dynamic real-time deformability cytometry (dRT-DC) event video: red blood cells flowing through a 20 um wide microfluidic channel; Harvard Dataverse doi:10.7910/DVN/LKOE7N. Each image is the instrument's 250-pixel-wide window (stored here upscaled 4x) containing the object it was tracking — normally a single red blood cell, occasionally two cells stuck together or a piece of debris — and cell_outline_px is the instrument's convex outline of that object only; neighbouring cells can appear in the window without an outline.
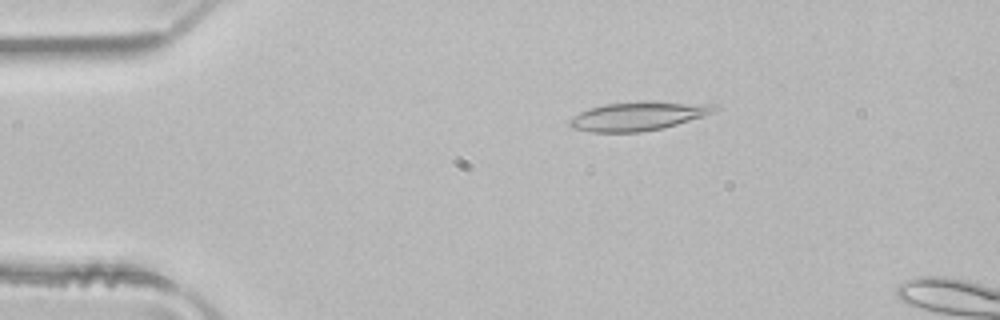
{"species": "common noctule bat (a hibernating species)", "species_latin": "Nyctalus noctula", "temperature_condition": "room temperature", "stored_images_in_passage": 42, "camera_frame_rate_fps": 3000, "um_per_image_px": 0.085, "animal": {"sex": "male", "body_mass_g": 21.5, "forearm_length_mm": 52.0}, "frame": {"image": 1, "passage_image": 2, "time_ms": 0.333, "image_size_px": [1000, 320], "cell_outline_px": [[720, 108], [704, 116], [664, 128], [640, 132], [592, 132], [572, 128], [568, 124], [568, 120], [572, 116], [588, 108], [608, 104], [716, 104]], "centroid_in_image_um": [54.16, 9.93], "position_along_channel_um": 30.8, "area_um2": 23.06}}
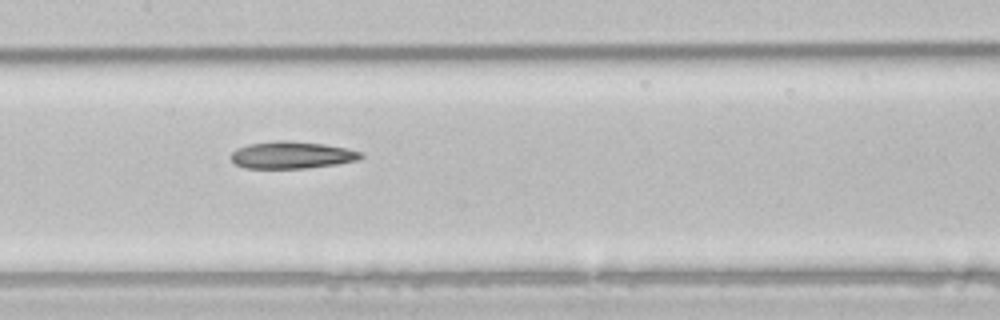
{"frame": {"image": 2, "passage_image": 17, "time_ms": 5.333, "image_size_px": [1000, 320], "cell_outline_px": [[364, 156], [360, 160], [336, 164], [304, 168], [244, 168], [236, 164], [228, 156], [236, 148], [248, 144], [276, 140], [288, 140], [324, 144], [348, 148], [364, 152]], "centroid_in_image_um": [24.82, 13.17], "position_along_channel_um": 182.6, "area_um2": 20.81}}
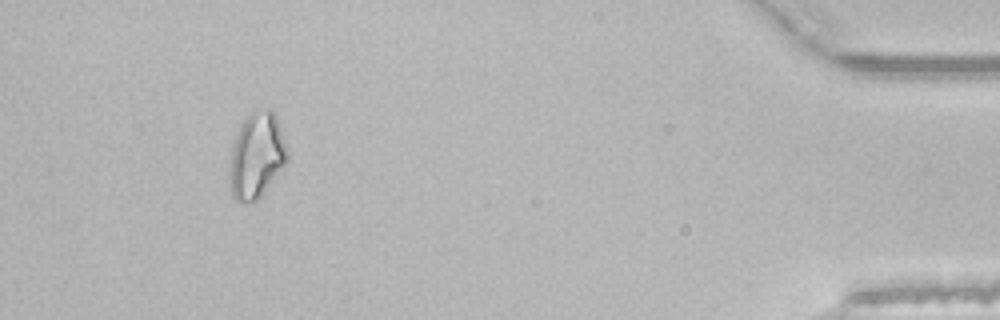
{"frame": {"image": 3, "passage_image": 39, "time_ms": 12.667, "image_size_px": [1000, 320], "cell_outline_px": [[288, 160], [260, 196], [256, 200], [244, 204], [240, 204], [232, 196], [228, 176], [228, 168], [232, 148], [236, 136], [244, 120], [252, 108], [272, 108], [288, 152]], "centroid_in_image_um": [21.77, 13.22], "position_along_channel_um": 413.4, "area_um2": 28.78}}